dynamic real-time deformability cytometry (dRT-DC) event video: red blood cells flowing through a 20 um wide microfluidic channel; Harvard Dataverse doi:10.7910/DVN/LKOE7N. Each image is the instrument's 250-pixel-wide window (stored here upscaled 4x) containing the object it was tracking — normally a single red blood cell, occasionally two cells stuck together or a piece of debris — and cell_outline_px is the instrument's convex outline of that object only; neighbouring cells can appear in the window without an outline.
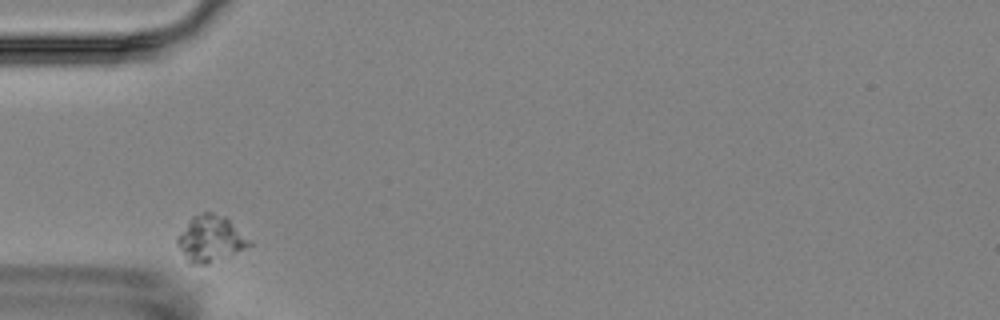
{"species": "Egyptian fruit bat (a non-hibernating species)", "species_latin": "Rousettus aegyptiacus", "temperature_condition": "room temperature", "stored_images_in_passage": 2, "camera_frame_rate_fps": 3000, "um_per_image_px": 0.085, "animal": {"sex": "female"}, "frame": {"image": 1, "passage_image": 1, "time_ms": 0.0, "image_size_px": [1000, 320], "cell_outline_px": [[252, 244], [244, 248], [208, 264], [188, 264], [176, 244], [176, 236], [188, 220], [192, 216], [204, 212], [212, 212], [224, 216], [252, 240]], "centroid_in_image_um": [17.84, 20.28], "position_along_channel_um": 67.2, "area_um2": 19.42}}